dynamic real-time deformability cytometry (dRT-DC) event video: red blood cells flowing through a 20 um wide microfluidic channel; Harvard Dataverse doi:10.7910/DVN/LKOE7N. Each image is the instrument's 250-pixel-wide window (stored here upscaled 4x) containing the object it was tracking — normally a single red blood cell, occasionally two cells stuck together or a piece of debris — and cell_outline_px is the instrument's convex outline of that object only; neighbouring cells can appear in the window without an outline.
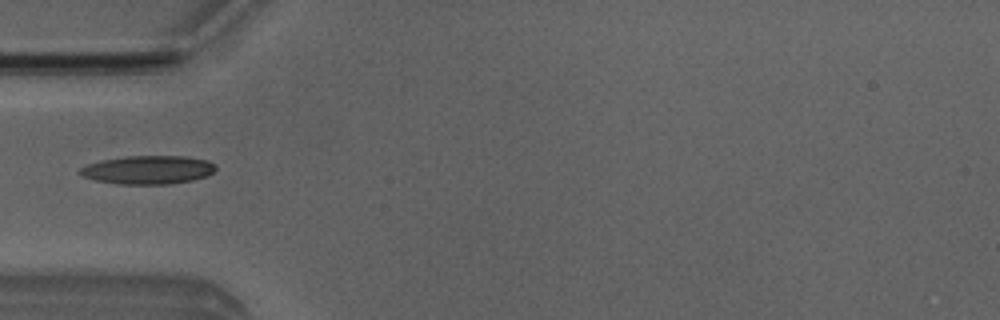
{"species": "Egyptian fruit bat (a non-hibernating species)", "species_latin": "Rousettus aegyptiacus", "temperature_condition": "room temperature", "stored_images_in_passage": 3, "camera_frame_rate_fps": 3000, "um_per_image_px": 0.085, "animal": {"sex": "male"}, "frame": {"image": 1, "passage_image": 2, "time_ms": 1.333, "image_size_px": [1000, 320], "cell_outline_px": [[216, 168], [212, 172], [204, 176], [192, 180], [168, 184], [116, 184], [96, 180], [84, 176], [76, 172], [80, 168], [88, 164], [100, 160], [124, 156], [184, 156], [208, 160]], "centroid_in_image_um": [12.53, 14.43], "position_along_channel_um": 72.5, "area_um2": 22.43}}